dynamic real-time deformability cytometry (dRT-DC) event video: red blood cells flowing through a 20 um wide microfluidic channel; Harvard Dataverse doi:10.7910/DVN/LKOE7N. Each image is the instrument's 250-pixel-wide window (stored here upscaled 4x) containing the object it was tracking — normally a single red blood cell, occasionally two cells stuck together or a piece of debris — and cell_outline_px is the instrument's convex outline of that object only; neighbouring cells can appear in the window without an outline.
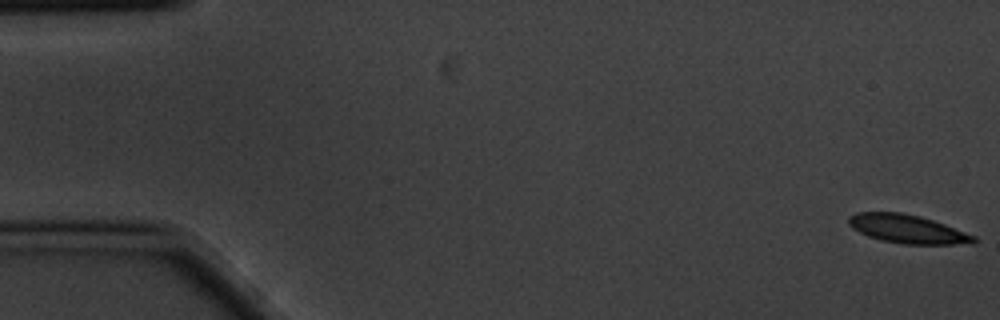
{"species": "common noctule bat (a hibernating species)", "species_latin": "Nyctalus noctula", "temperature_condition": "cold", "stored_images_in_passage": 10, "camera_frame_rate_fps": 3000, "um_per_image_px": 0.085, "animal": {"sex": "male", "body_mass_g": 20.1, "forearm_length_mm": 53.5}, "frame": {"image": 1, "passage_image": 1, "time_ms": 0.0, "image_size_px": [1000, 320], "cell_outline_px": [[976, 244], [904, 244], [884, 240], [868, 236], [852, 228], [848, 224], [848, 216], [856, 212], [900, 212], [920, 216], [944, 224], [976, 236]], "centroid_in_image_um": [77.14, 19.46], "position_along_channel_um": 7.9, "area_um2": 20.75}}
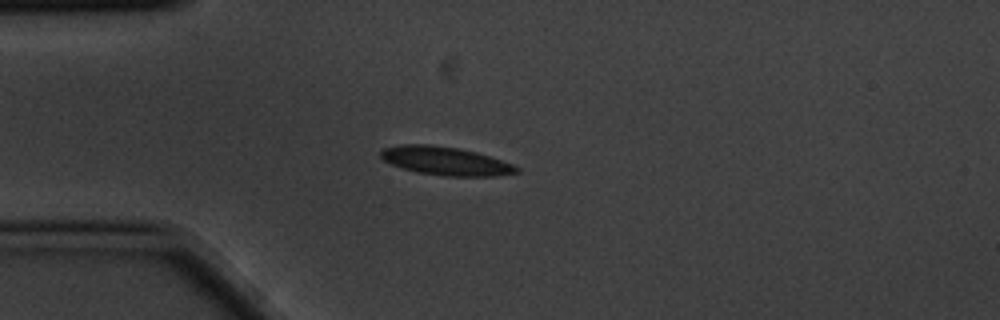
{"frame": {"image": 2, "passage_image": 5, "time_ms": 1.333, "image_size_px": [1000, 320], "cell_outline_px": [[520, 172], [496, 176], [444, 176], [416, 172], [392, 164], [384, 160], [380, 156], [380, 152], [384, 148], [400, 144], [432, 144], [456, 148], [476, 152], [512, 164], [520, 168]], "centroid_in_image_um": [37.87, 13.68], "position_along_channel_um": 47.1, "area_um2": 22.37}}